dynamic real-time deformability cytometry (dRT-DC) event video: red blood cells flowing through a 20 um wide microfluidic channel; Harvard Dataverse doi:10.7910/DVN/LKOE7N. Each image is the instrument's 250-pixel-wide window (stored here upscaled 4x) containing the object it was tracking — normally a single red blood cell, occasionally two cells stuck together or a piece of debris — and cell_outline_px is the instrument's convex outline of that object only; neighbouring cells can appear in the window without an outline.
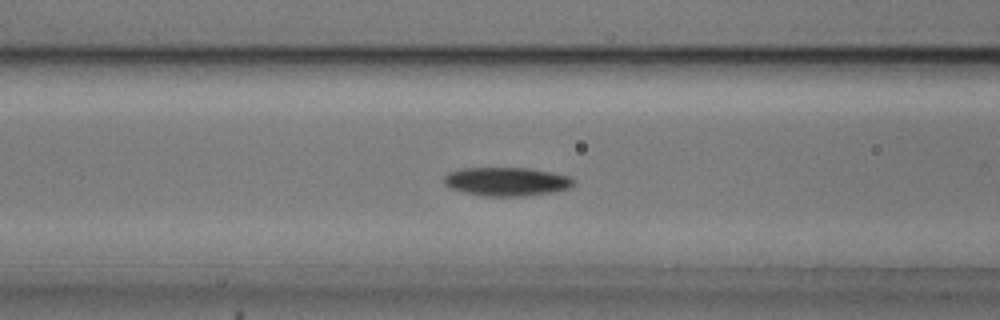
{"species": "common noctule bat (a hibernating species)", "species_latin": "Nyctalus noctula", "temperature_condition": "cold", "stored_images_in_passage": 42, "camera_frame_rate_fps": 3000, "um_per_image_px": 0.085, "animal": {"sex": "male", "body_mass_g": 20.5, "forearm_length_mm": 52.5}, "frame": {"image": 1, "passage_image": 22, "time_ms": 7.0, "image_size_px": [1000, 320], "cell_outline_px": [[576, 184], [568, 188], [552, 192], [524, 196], [484, 196], [464, 192], [452, 188], [444, 184], [444, 176], [448, 172], [460, 168], [528, 168], [552, 172], [572, 176], [576, 180]], "centroid_in_image_um": [43.1, 15.42], "position_along_channel_um": 123.5, "area_um2": 21.79}}
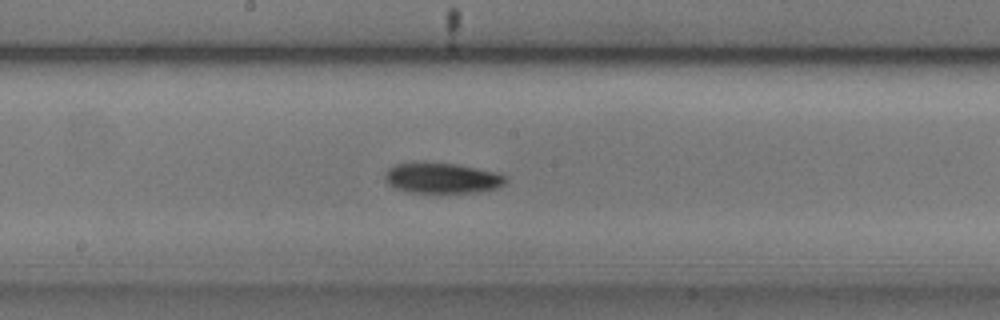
{"frame": {"image": 2, "passage_image": 29, "time_ms": 9.333, "image_size_px": [1000, 320], "cell_outline_px": [[508, 180], [504, 184], [496, 188], [480, 192], [408, 192], [396, 188], [388, 184], [384, 180], [384, 176], [388, 168], [396, 164], [456, 164], [496, 172], [508, 176]], "centroid_in_image_um": [37.61, 15.16], "position_along_channel_um": 210.6, "area_um2": 21.04}}
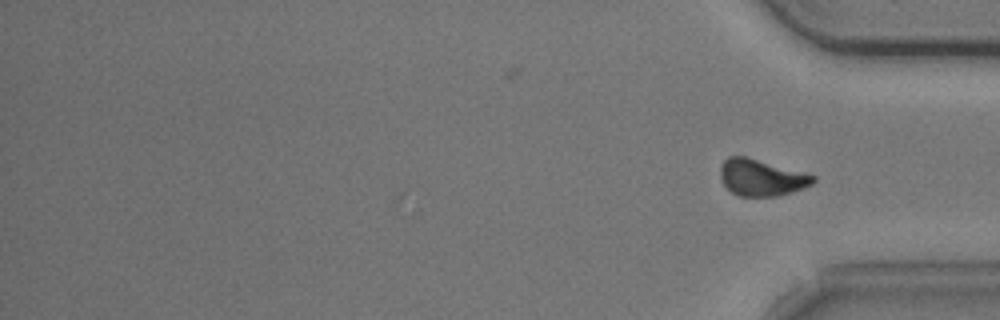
{"frame": {"image": 3, "passage_image": 42, "time_ms": 13.667, "image_size_px": [1000, 320], "cell_outline_px": [[816, 180], [812, 184], [804, 188], [792, 192], [776, 196], [736, 196], [720, 180], [720, 168], [724, 160], [728, 156], [744, 156], [804, 172], [816, 176]], "centroid_in_image_um": [64.72, 15.1], "position_along_channel_um": 370.5, "area_um2": 19.77}, "authors_computed_cell_mechanics": {"area_um2": 20.9525, "velocity_mm_per_s": 3.7271, "shape_relaxation_time_tau1_ms": 3.2696, "shape_relaxation_time_tau2_ms": null, "deformation_change_tau1": 0.1023, "deformation_change_tau2": null}}